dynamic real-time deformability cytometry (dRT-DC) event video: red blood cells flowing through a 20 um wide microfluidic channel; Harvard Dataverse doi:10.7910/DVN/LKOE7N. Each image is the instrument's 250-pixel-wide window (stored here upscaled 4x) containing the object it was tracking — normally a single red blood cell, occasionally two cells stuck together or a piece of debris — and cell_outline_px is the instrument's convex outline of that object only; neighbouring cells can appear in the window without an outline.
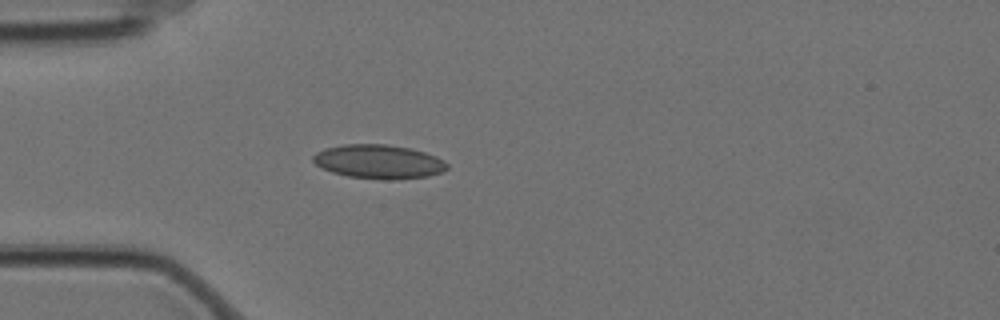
{"species": "Egyptian fruit bat (a non-hibernating species)", "species_latin": "Rousettus aegyptiacus", "temperature_condition": "cold", "stored_images_in_passage": 4, "camera_frame_rate_fps": 3000, "um_per_image_px": 0.085, "animal": {"sex": "female"}, "frame": {"image": 1, "passage_image": 4, "time_ms": 1.0, "image_size_px": [1000, 320], "cell_outline_px": [[448, 168], [440, 172], [428, 176], [396, 180], [384, 180], [348, 176], [332, 172], [316, 164], [312, 160], [312, 156], [316, 152], [324, 148], [344, 144], [388, 144], [412, 148], [436, 156], [444, 160], [448, 164]], "centroid_in_image_um": [32.2, 13.74], "position_along_channel_um": 52.8, "area_um2": 26.7}}